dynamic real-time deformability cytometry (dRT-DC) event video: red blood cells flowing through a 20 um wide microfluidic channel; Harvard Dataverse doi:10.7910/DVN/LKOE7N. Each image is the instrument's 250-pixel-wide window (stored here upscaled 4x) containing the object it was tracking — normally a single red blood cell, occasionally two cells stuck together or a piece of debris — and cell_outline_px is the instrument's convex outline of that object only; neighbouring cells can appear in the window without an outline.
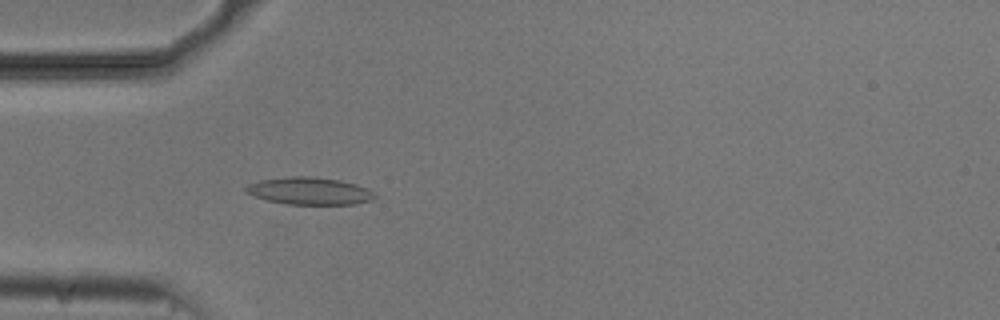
{"species": "common noctule bat (a hibernating species)", "species_latin": "Nyctalus noctula", "temperature_condition": "cold", "stored_images_in_passage": 54, "camera_frame_rate_fps": 3000, "um_per_image_px": 0.085, "animal": {"sex": "male", "body_mass_g": 20.5, "forearm_length_mm": 52.5}, "frame": {"image": 1, "passage_image": 16, "time_ms": 5.0, "image_size_px": [1000, 320], "cell_outline_px": [[376, 196], [372, 200], [356, 204], [288, 204], [268, 200], [252, 196], [244, 192], [244, 188], [248, 184], [260, 180], [288, 176], [308, 176], [340, 180], [356, 184], [368, 188], [376, 192]], "centroid_in_image_um": [26.31, 16.23], "position_along_channel_um": 58.7, "area_um2": 20.69}}
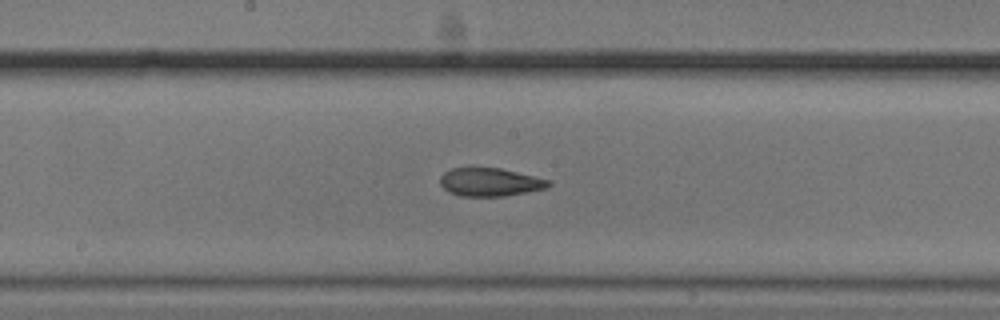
{"frame": {"image": 2, "passage_image": 28, "time_ms": 9.0, "image_size_px": [1000, 320], "cell_outline_px": [[552, 184], [548, 188], [504, 196], [460, 196], [448, 192], [440, 184], [440, 176], [444, 172], [452, 168], [472, 164], [500, 168], [552, 180]], "centroid_in_image_um": [41.62, 15.43], "position_along_channel_um": 206.6, "area_um2": 18.61}}
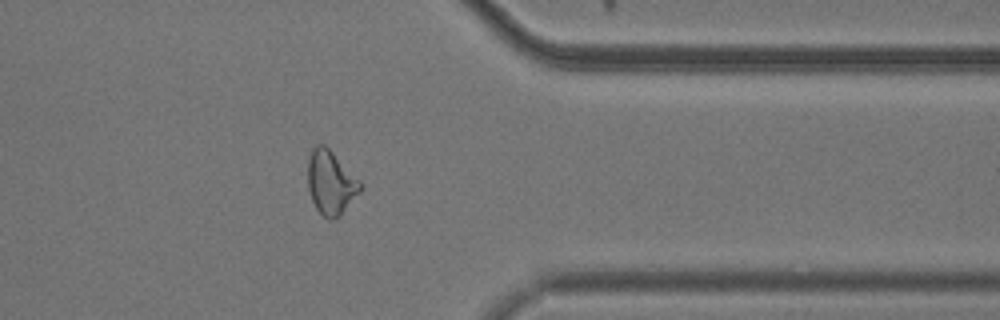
{"frame": {"image": 3, "passage_image": 43, "time_ms": 14.0, "image_size_px": [1000, 320], "cell_outline_px": [[364, 188], [340, 216], [332, 220], [328, 220], [316, 208], [312, 200], [308, 188], [308, 160], [312, 148], [316, 144], [324, 144], [360, 180]], "centroid_in_image_um": [28.13, 15.53], "position_along_channel_um": 383.3, "area_um2": 19.59}, "authors_computed_cell_mechanics": {"area_um2": 19.5364, "velocity_mm_per_s": 3.7569, "shape_relaxation_time_tau1_ms": 4.9498, "shape_relaxation_time_tau2_ms": 2.7604, "deformation_change_tau1": 0.1498, "deformation_change_tau2": 0.0953}}